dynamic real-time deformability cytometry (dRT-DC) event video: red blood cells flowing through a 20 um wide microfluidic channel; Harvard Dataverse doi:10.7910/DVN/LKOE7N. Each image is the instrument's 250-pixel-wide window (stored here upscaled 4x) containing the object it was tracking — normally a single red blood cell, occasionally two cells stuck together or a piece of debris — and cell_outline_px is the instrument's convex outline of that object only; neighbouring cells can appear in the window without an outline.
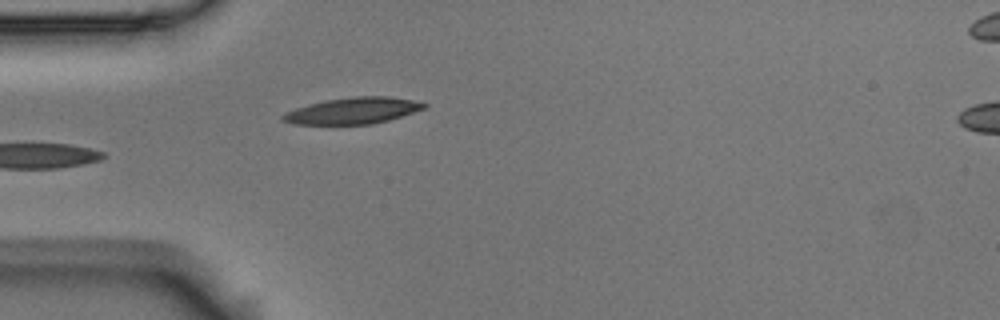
{"species": "Egyptian fruit bat (a non-hibernating species)", "species_latin": "Rousettus aegyptiacus", "temperature_condition": "room temperature", "stored_images_in_passage": 4, "camera_frame_rate_fps": 3000, "um_per_image_px": 0.085, "animal": {"sex": "male"}, "frame": {"image": 1, "passage_image": 4, "time_ms": 1.0, "image_size_px": [1000, 320], "cell_outline_px": [[428, 104], [424, 108], [388, 120], [372, 124], [292, 124], [280, 120], [280, 116], [284, 112], [308, 104], [324, 100], [352, 96], [388, 96], [412, 100]], "centroid_in_image_um": [29.92, 9.4], "position_along_channel_um": 55.1, "area_um2": 21.68}}